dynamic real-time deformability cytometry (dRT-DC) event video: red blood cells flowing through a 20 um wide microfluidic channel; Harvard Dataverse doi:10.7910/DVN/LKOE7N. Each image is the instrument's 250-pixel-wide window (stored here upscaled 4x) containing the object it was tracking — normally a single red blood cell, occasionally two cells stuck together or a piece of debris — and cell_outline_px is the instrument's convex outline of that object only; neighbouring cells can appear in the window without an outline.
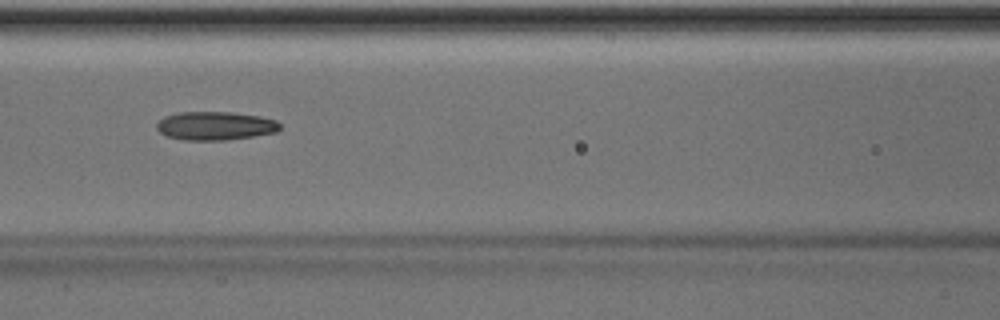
{"species": "Egyptian fruit bat (a non-hibernating species)", "species_latin": "Rousettus aegyptiacus", "temperature_condition": "room temperature", "stored_images_in_passage": 5, "camera_frame_rate_fps": 3000, "um_per_image_px": 0.085, "animal": {"sex": "male"}, "frame": {"image": 1, "passage_image": 5, "time_ms": 5.333, "image_size_px": [1000, 320], "cell_outline_px": [[280, 128], [276, 132], [252, 136], [224, 140], [184, 140], [168, 136], [160, 132], [156, 128], [156, 124], [164, 116], [176, 112], [232, 112], [260, 116], [276, 120], [280, 124]], "centroid_in_image_um": [18.28, 10.68], "position_along_channel_um": 148.3, "area_um2": 20.46}}